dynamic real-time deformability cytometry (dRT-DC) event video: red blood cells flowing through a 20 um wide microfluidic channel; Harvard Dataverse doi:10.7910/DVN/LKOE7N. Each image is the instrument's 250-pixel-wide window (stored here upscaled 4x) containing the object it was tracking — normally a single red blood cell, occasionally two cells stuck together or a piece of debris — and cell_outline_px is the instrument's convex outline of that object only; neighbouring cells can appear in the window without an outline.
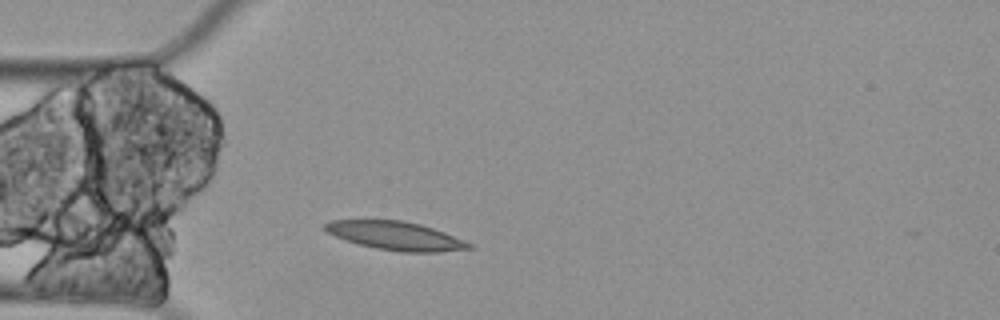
{"species": "Egyptian fruit bat (a non-hibernating species)", "species_latin": "Rousettus aegyptiacus", "temperature_condition": "cold", "stored_images_in_passage": 3, "camera_frame_rate_fps": 3000, "um_per_image_px": 0.085, "animal": {"sex": "female"}, "frame": {"image": 1, "passage_image": 3, "time_ms": 0.667, "image_size_px": [1000, 320], "cell_outline_px": [[476, 248], [440, 252], [400, 252], [376, 248], [344, 240], [328, 232], [324, 228], [324, 224], [332, 220], [404, 220], [420, 224], [444, 232], [464, 240], [472, 244]], "centroid_in_image_um": [33.67, 20.05], "position_along_channel_um": 51.3, "area_um2": 23.87}}